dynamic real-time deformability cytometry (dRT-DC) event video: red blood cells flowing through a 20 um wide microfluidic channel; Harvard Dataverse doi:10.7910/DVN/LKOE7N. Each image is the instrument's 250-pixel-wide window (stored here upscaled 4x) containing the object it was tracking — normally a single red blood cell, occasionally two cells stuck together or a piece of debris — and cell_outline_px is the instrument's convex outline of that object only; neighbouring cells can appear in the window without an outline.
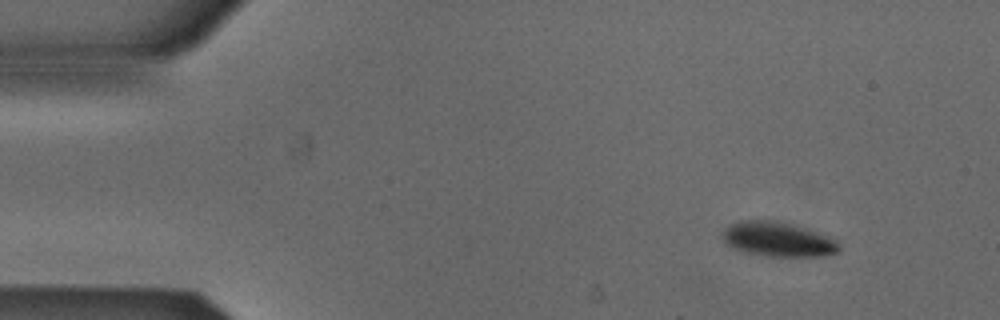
{"species": "Egyptian fruit bat (a non-hibernating species)", "species_latin": "Rousettus aegyptiacus", "temperature_condition": "cold", "stored_images_in_passage": 48, "camera_frame_rate_fps": 3000, "um_per_image_px": 0.085, "animal": {"sex": "male"}, "frame": {"image": 1, "passage_image": 1, "time_ms": 0.0, "image_size_px": [1000, 320], "cell_outline_px": [[840, 252], [824, 256], [764, 256], [744, 252], [732, 248], [720, 236], [724, 228], [728, 224], [740, 220], [776, 220], [804, 228], [828, 236], [836, 240], [840, 244]], "centroid_in_image_um": [66.09, 20.34], "position_along_channel_um": 18.9, "area_um2": 23.7}}
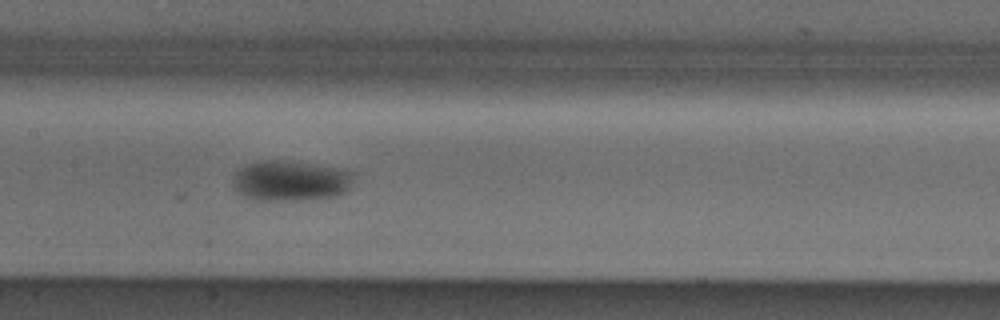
{"frame": {"image": 2, "passage_image": 21, "time_ms": 6.667, "image_size_px": [1000, 320], "cell_outline_px": [[356, 172], [348, 188], [344, 192], [336, 196], [300, 200], [252, 200], [236, 192], [232, 184], [232, 180], [236, 172], [252, 164], [264, 160], [336, 168]], "centroid_in_image_um": [24.68, 15.41], "position_along_channel_um": 182.7, "area_um2": 27.63}}
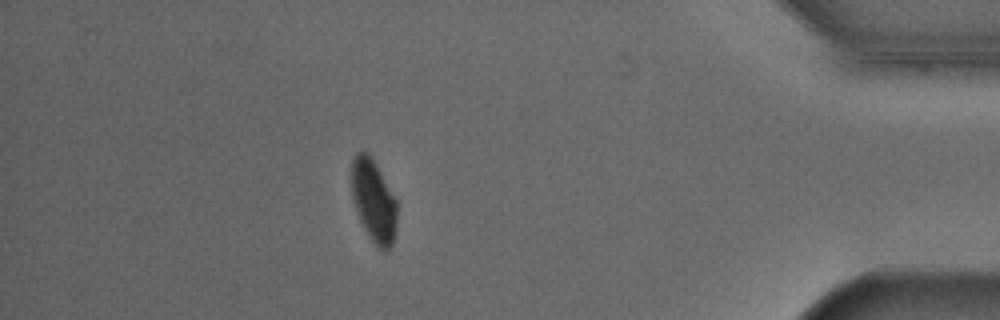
{"frame": {"image": 3, "passage_image": 42, "time_ms": 13.667, "image_size_px": [1000, 320], "cell_outline_px": [[396, 236], [388, 252], [384, 252], [376, 248], [364, 228], [360, 220], [352, 196], [352, 160], [356, 152], [364, 148], [372, 156], [396, 200]], "centroid_in_image_um": [31.77, 17.08], "position_along_channel_um": 403.4, "area_um2": 22.14}, "authors_computed_cell_mechanics": {"area_um2": 25.8077, "velocity_mm_per_s": 3.8385, "shape_relaxation_time_tau1_ms": 1.9887, "shape_relaxation_time_tau2_ms": 9.4814, "deformation_change_tau1": 0.0802, "deformation_change_tau2": 0.0673}}